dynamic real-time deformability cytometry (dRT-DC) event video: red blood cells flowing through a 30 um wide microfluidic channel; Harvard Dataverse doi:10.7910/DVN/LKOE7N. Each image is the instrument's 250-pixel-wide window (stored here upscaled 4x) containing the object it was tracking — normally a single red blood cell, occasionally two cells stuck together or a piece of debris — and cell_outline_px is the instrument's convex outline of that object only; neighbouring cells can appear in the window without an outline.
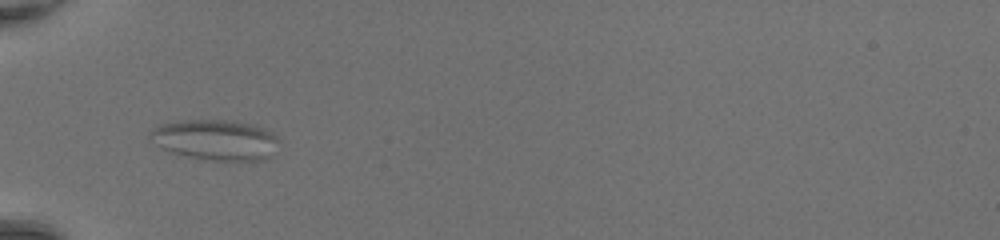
{"species": "common noctule bat (a hibernating species)", "species_latin": "Nyctalus noctula", "temperature_condition": "room temperature", "stored_images_in_passage": 34, "camera_frame_rate_fps": 3000, "um_per_image_px": 0.085, "animal": {"sex": "female", "body_mass_g": 20.0, "forearm_length_mm": 54.0}, "frame": {"image": 1, "passage_image": 1, "time_ms": 0.0, "image_size_px": [1000, 240], "cell_outline_px": [[280, 140], [268, 156], [264, 160], [212, 160], [184, 156], [160, 148], [148, 136], [148, 132], [152, 128], [160, 124], [180, 120], [236, 120], [256, 124], [264, 128], [276, 136]], "centroid_in_image_um": [18.28, 11.86], "position_along_channel_um": 66.7, "area_um2": 30.58}}
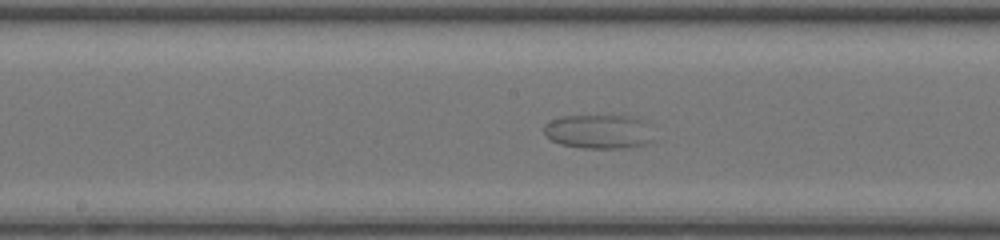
{"frame": {"image": 2, "passage_image": 11, "time_ms": 3.333, "image_size_px": [1000, 240], "cell_outline_px": [[652, 140], [644, 144], [624, 148], [580, 148], [560, 144], [552, 140], [544, 132], [544, 124], [552, 120], [564, 116], [632, 116], [640, 120]], "centroid_in_image_um": [50.79, 11.2], "position_along_channel_um": 197.4, "area_um2": 21.15}}
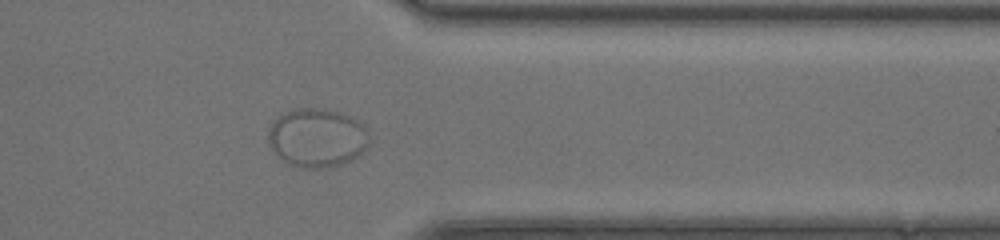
{"frame": {"image": 3, "passage_image": 25, "time_ms": 8.0, "image_size_px": [1000, 240], "cell_outline_px": [[368, 144], [360, 156], [340, 164], [324, 168], [300, 168], [284, 160], [268, 144], [268, 128], [272, 120], [276, 116], [292, 108], [324, 108], [340, 112], [352, 116], [364, 124], [368, 132]], "centroid_in_image_um": [26.95, 11.67], "position_along_channel_um": 384.5, "area_um2": 35.03}}